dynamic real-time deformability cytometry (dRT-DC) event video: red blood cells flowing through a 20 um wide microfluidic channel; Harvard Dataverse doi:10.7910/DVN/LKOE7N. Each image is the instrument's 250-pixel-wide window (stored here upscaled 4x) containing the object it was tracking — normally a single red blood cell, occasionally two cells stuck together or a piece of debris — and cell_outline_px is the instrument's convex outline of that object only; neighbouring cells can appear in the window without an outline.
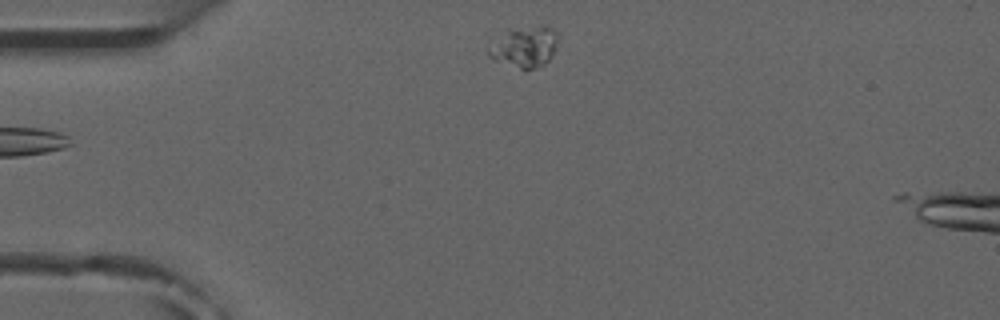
{"species": "common noctule bat (a hibernating species)", "species_latin": "Nyctalus noctula", "temperature_condition": "room temperature", "stored_images_in_passage": 5, "camera_frame_rate_fps": 3000, "um_per_image_px": 0.085, "animal": {"sex": "male", "forearm_length_mm": 52.5}, "frame": {"image": 1, "passage_image": 5, "time_ms": 4.667, "image_size_px": [1000, 320], "cell_outline_px": [[556, 40], [552, 56], [544, 64], [524, 72], [496, 60], [488, 56], [488, 36], [536, 28], [556, 28]], "centroid_in_image_um": [44.48, 4.06], "position_along_channel_um": 40.5, "area_um2": 16.24}}